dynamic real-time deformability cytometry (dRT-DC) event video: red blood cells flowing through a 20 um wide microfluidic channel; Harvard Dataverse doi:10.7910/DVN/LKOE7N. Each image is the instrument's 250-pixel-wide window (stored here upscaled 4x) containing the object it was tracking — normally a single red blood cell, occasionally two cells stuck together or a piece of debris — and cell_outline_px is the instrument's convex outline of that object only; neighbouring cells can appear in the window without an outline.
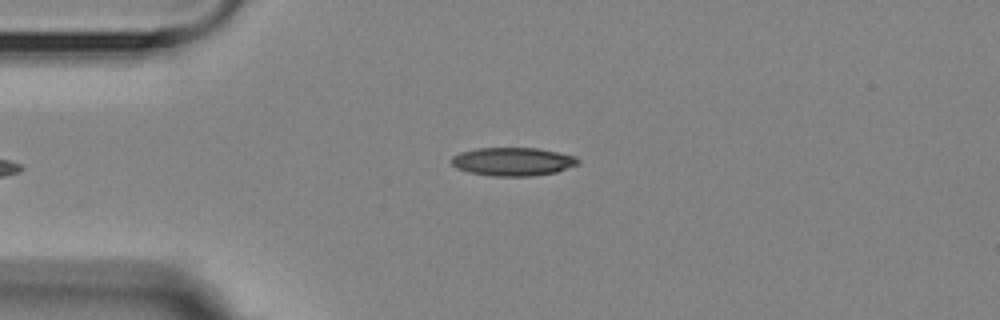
{"species": "Egyptian fruit bat (a non-hibernating species)", "species_latin": "Rousettus aegyptiacus", "temperature_condition": "room temperature", "stored_images_in_passage": 4, "camera_frame_rate_fps": 3000, "um_per_image_px": 0.085, "animal": {"sex": "female"}, "frame": {"image": 1, "passage_image": 3, "time_ms": 4.0, "image_size_px": [1000, 320], "cell_outline_px": [[580, 160], [576, 164], [556, 172], [532, 176], [492, 176], [468, 172], [456, 168], [452, 164], [452, 156], [460, 152], [476, 148], [536, 148], [576, 156]], "centroid_in_image_um": [43.55, 13.73], "position_along_channel_um": 41.4, "area_um2": 20.81}}